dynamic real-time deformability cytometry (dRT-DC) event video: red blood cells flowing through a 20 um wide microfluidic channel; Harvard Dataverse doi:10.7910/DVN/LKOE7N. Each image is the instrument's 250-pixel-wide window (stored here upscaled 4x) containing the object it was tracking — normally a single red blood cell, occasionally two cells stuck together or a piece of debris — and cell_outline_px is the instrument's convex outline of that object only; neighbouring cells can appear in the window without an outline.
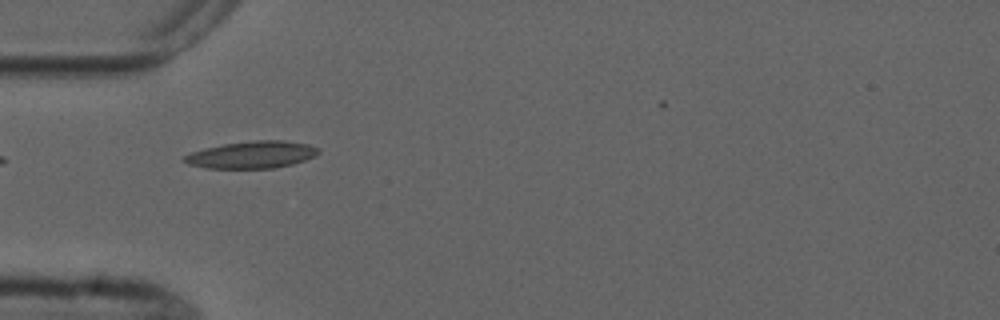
{"species": "common noctule bat (a hibernating species)", "species_latin": "Nyctalus noctula", "temperature_condition": "cold", "stored_images_in_passage": 3, "camera_frame_rate_fps": 3000, "um_per_image_px": 0.085, "animal": {"sex": "male", "forearm_length_mm": 52.5}, "frame": {"image": 1, "passage_image": 2, "time_ms": 1.333, "image_size_px": [1000, 320], "cell_outline_px": [[320, 152], [316, 156], [292, 164], [276, 168], [208, 168], [188, 164], [180, 160], [184, 156], [192, 152], [224, 144], [256, 140], [280, 140], [308, 144], [320, 148]], "centroid_in_image_um": [21.44, 13.16], "position_along_channel_um": 63.6, "area_um2": 21.1}}
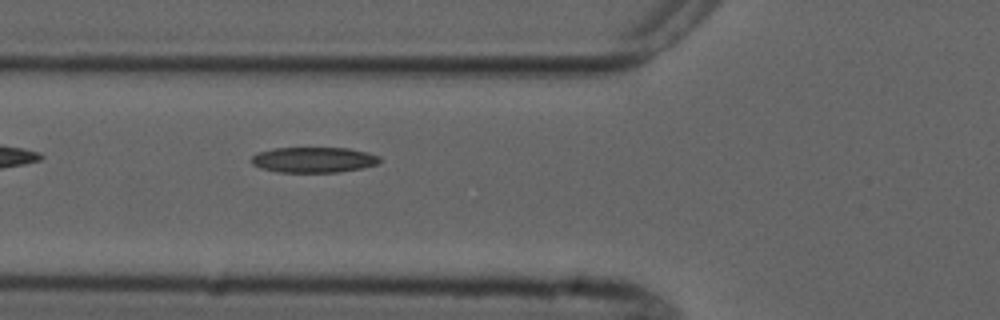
{"frame": {"image": 2, "passage_image": 3, "time_ms": 2.333, "image_size_px": [1000, 320], "cell_outline_px": [[380, 164], [364, 168], [340, 172], [276, 172], [260, 168], [252, 164], [252, 156], [256, 152], [272, 148], [348, 148], [368, 152], [380, 156]], "centroid_in_image_um": [26.68, 13.58], "position_along_channel_um": 99.1, "area_um2": 19.36}}